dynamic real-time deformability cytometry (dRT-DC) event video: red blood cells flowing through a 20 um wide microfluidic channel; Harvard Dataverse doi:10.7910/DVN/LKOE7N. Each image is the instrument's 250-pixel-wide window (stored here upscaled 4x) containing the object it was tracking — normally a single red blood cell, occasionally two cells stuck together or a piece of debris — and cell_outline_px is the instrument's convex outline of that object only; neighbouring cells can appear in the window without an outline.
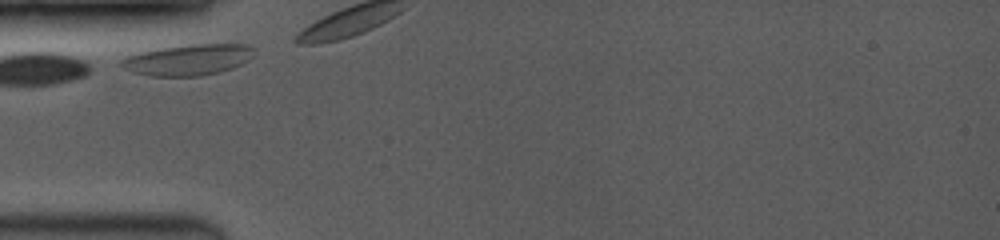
{"species": "common noctule bat (a hibernating species)", "species_latin": "Nyctalus noctula", "temperature_condition": "room temperature", "stored_images_in_passage": 5, "camera_frame_rate_fps": 3500, "um_per_image_px": 0.085, "animal": {"sex": "female", "body_mass_g": 19.0, "forearm_length_mm": 53.3}, "frame": {"image": 1, "passage_image": 1, "time_ms": 0.0, "image_size_px": [1000, 240], "cell_outline_px": [[256, 52], [248, 60], [232, 68], [220, 72], [200, 76], [152, 76], [132, 72], [124, 68], [120, 64], [120, 60], [128, 56], [140, 52], [160, 48], [188, 44], [248, 44]], "centroid_in_image_um": [16.0, 5.08], "position_along_channel_um": 69.0, "area_um2": 23.99}}